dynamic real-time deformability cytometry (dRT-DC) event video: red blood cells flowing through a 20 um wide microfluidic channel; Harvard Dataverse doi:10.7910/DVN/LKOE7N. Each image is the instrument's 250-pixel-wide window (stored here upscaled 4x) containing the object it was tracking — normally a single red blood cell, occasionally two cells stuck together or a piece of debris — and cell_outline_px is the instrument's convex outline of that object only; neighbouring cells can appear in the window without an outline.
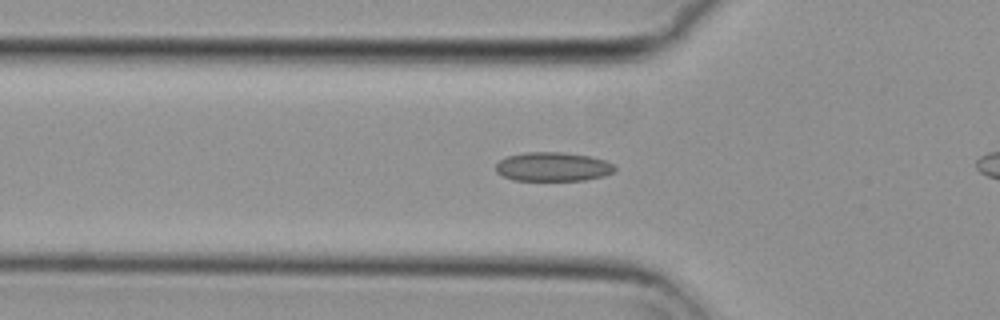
{"species": "common noctule bat (a hibernating species)", "species_latin": "Nyctalus noctula", "temperature_condition": "cold", "stored_images_in_passage": 45, "camera_frame_rate_fps": 3000, "um_per_image_px": 0.085, "animal": {"sex": "female", "body_mass_g": 29.2, "forearm_length_mm": 56.3}, "frame": {"image": 1, "passage_image": 18, "time_ms": 5.667, "image_size_px": [1000, 320], "cell_outline_px": [[616, 168], [612, 172], [604, 176], [584, 180], [512, 180], [496, 172], [496, 164], [500, 160], [508, 156], [524, 152], [560, 152], [588, 156], [604, 160], [612, 164]], "centroid_in_image_um": [46.97, 14.17], "position_along_channel_um": 78.8, "area_um2": 19.94}}
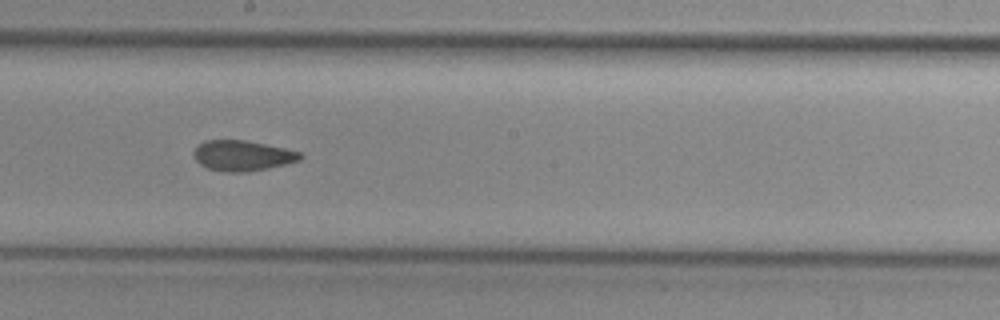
{"frame": {"image": 2, "passage_image": 30, "time_ms": 9.667, "image_size_px": [1000, 320], "cell_outline_px": [[304, 156], [300, 160], [268, 168], [248, 172], [224, 172], [208, 168], [200, 164], [196, 160], [192, 152], [204, 140], [244, 140], [284, 148], [300, 152]], "centroid_in_image_um": [20.6, 13.23], "position_along_channel_um": 227.6, "area_um2": 18.79}}
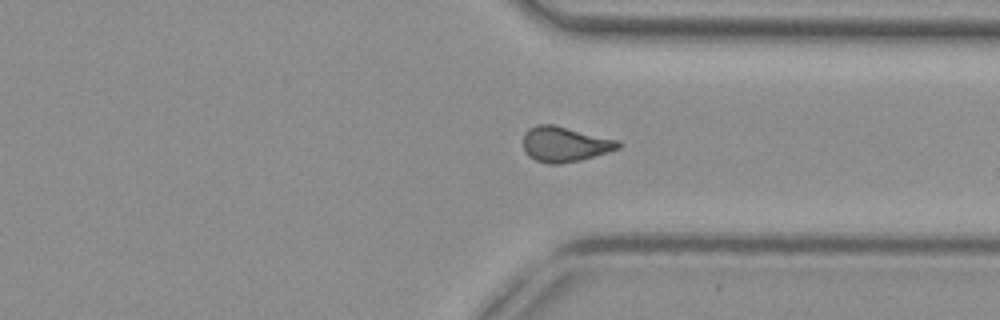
{"frame": {"image": 3, "passage_image": 41, "time_ms": 13.333, "image_size_px": [1000, 320], "cell_outline_px": [[620, 148], [608, 152], [580, 160], [560, 164], [548, 164], [536, 160], [528, 156], [524, 152], [524, 132], [528, 128], [536, 124], [552, 124], [620, 140]], "centroid_in_image_um": [47.99, 12.25], "position_along_channel_um": 363.4, "area_um2": 19.59}}